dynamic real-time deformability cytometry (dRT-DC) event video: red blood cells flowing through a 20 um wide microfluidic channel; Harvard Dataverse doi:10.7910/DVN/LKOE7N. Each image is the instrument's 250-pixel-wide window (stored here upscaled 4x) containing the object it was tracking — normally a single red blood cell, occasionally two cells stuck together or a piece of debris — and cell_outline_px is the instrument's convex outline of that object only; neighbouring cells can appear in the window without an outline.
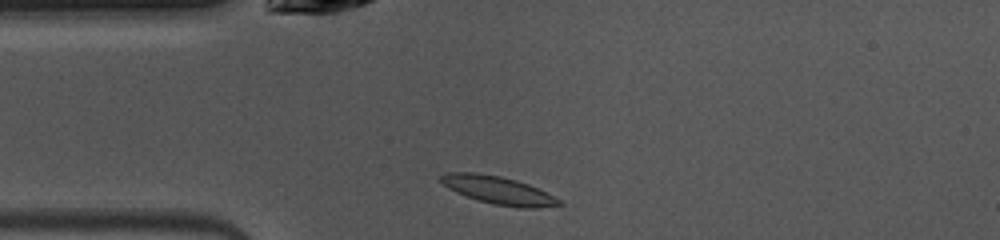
{"species": "common noctule bat (a hibernating species)", "species_latin": "Nyctalus noctula", "temperature_condition": "warm", "stored_images_in_passage": 39, "camera_frame_rate_fps": 3000, "um_per_image_px": 0.085, "animal": {"sex": "female", "body_mass_g": 10.0, "forearm_length_mm": 53.1}, "frame": {"image": 1, "passage_image": 2, "time_ms": 0.333, "image_size_px": [1000, 240], "cell_outline_px": [[564, 204], [536, 208], [516, 208], [492, 204], [476, 200], [456, 192], [448, 188], [440, 180], [440, 176], [448, 172], [476, 172], [500, 176], [516, 180], [528, 184], [560, 200]], "centroid_in_image_um": [42.32, 16.17], "position_along_channel_um": 42.7, "area_um2": 19.13}}
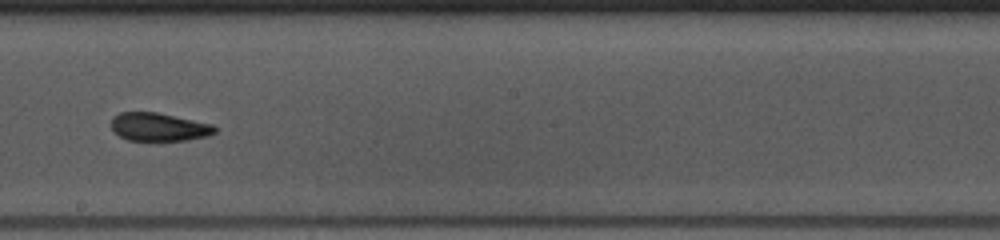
{"frame": {"image": 2, "passage_image": 17, "time_ms": 5.333, "image_size_px": [1000, 240], "cell_outline_px": [[216, 132], [208, 136], [188, 140], [128, 140], [120, 136], [112, 128], [112, 116], [120, 112], [156, 112], [212, 124], [216, 128]], "centroid_in_image_um": [13.51, 10.79], "position_along_channel_um": 234.7, "area_um2": 16.88}}
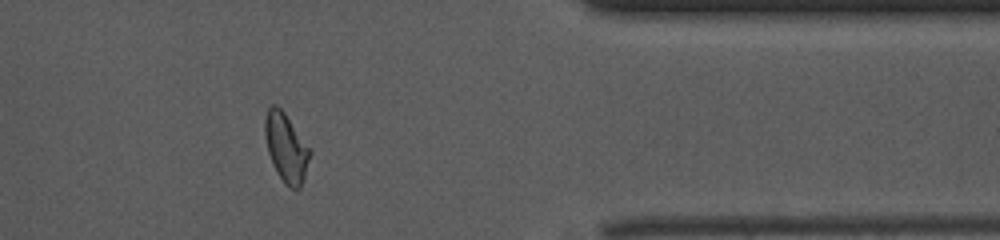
{"frame": {"image": 3, "passage_image": 30, "time_ms": 9.667, "image_size_px": [1000, 240], "cell_outline_px": [[312, 152], [304, 180], [300, 188], [292, 188], [284, 184], [276, 172], [272, 164], [268, 152], [264, 132], [264, 120], [268, 108], [272, 104], [276, 104], [284, 112]], "centroid_in_image_um": [24.31, 12.56], "position_along_channel_um": 387.1, "area_um2": 18.03}, "authors_computed_cell_mechanics": {"area_um2": 18.0336, "velocity_mm_per_s": 4.0293, "shape_relaxation_time_tau1_ms": 3.4873, "shape_relaxation_time_tau2_ms": 2.1406, "deformation_change_tau1": 0.1392, "deformation_change_tau2": 0.0949}}